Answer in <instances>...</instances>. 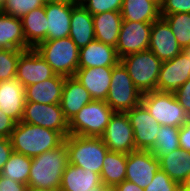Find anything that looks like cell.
<instances>
[{"instance_id": "cell-1", "label": "cell", "mask_w": 190, "mask_h": 191, "mask_svg": "<svg viewBox=\"0 0 190 191\" xmlns=\"http://www.w3.org/2000/svg\"><path fill=\"white\" fill-rule=\"evenodd\" d=\"M69 164L66 143L32 158L28 187L59 191L62 176Z\"/></svg>"}, {"instance_id": "cell-2", "label": "cell", "mask_w": 190, "mask_h": 191, "mask_svg": "<svg viewBox=\"0 0 190 191\" xmlns=\"http://www.w3.org/2000/svg\"><path fill=\"white\" fill-rule=\"evenodd\" d=\"M10 141L14 152L33 158L60 146L64 137L58 131L20 121L11 132Z\"/></svg>"}, {"instance_id": "cell-3", "label": "cell", "mask_w": 190, "mask_h": 191, "mask_svg": "<svg viewBox=\"0 0 190 191\" xmlns=\"http://www.w3.org/2000/svg\"><path fill=\"white\" fill-rule=\"evenodd\" d=\"M34 49L56 75L75 76L79 65V48L70 37L46 40Z\"/></svg>"}, {"instance_id": "cell-4", "label": "cell", "mask_w": 190, "mask_h": 191, "mask_svg": "<svg viewBox=\"0 0 190 191\" xmlns=\"http://www.w3.org/2000/svg\"><path fill=\"white\" fill-rule=\"evenodd\" d=\"M68 150L69 164L98 174L109 151L101 137L68 135L64 138Z\"/></svg>"}, {"instance_id": "cell-5", "label": "cell", "mask_w": 190, "mask_h": 191, "mask_svg": "<svg viewBox=\"0 0 190 191\" xmlns=\"http://www.w3.org/2000/svg\"><path fill=\"white\" fill-rule=\"evenodd\" d=\"M141 94L157 90L162 62L147 49L120 59Z\"/></svg>"}, {"instance_id": "cell-6", "label": "cell", "mask_w": 190, "mask_h": 191, "mask_svg": "<svg viewBox=\"0 0 190 191\" xmlns=\"http://www.w3.org/2000/svg\"><path fill=\"white\" fill-rule=\"evenodd\" d=\"M113 113L105 101L93 100L69 121V135L101 137Z\"/></svg>"}, {"instance_id": "cell-7", "label": "cell", "mask_w": 190, "mask_h": 191, "mask_svg": "<svg viewBox=\"0 0 190 191\" xmlns=\"http://www.w3.org/2000/svg\"><path fill=\"white\" fill-rule=\"evenodd\" d=\"M141 103L162 126L181 127L190 118L174 93L147 92L142 94Z\"/></svg>"}, {"instance_id": "cell-8", "label": "cell", "mask_w": 190, "mask_h": 191, "mask_svg": "<svg viewBox=\"0 0 190 191\" xmlns=\"http://www.w3.org/2000/svg\"><path fill=\"white\" fill-rule=\"evenodd\" d=\"M141 92L136 88L124 65L113 66L111 84L105 102L114 112H127L141 103Z\"/></svg>"}, {"instance_id": "cell-9", "label": "cell", "mask_w": 190, "mask_h": 191, "mask_svg": "<svg viewBox=\"0 0 190 191\" xmlns=\"http://www.w3.org/2000/svg\"><path fill=\"white\" fill-rule=\"evenodd\" d=\"M21 121L58 131L64 138L69 135V121L60 104L25 102Z\"/></svg>"}, {"instance_id": "cell-10", "label": "cell", "mask_w": 190, "mask_h": 191, "mask_svg": "<svg viewBox=\"0 0 190 191\" xmlns=\"http://www.w3.org/2000/svg\"><path fill=\"white\" fill-rule=\"evenodd\" d=\"M109 151L129 154L136 151L134 133L126 112H114L101 136Z\"/></svg>"}, {"instance_id": "cell-11", "label": "cell", "mask_w": 190, "mask_h": 191, "mask_svg": "<svg viewBox=\"0 0 190 191\" xmlns=\"http://www.w3.org/2000/svg\"><path fill=\"white\" fill-rule=\"evenodd\" d=\"M126 113L133 128L136 150L150 151L154 147L161 125L142 103Z\"/></svg>"}, {"instance_id": "cell-12", "label": "cell", "mask_w": 190, "mask_h": 191, "mask_svg": "<svg viewBox=\"0 0 190 191\" xmlns=\"http://www.w3.org/2000/svg\"><path fill=\"white\" fill-rule=\"evenodd\" d=\"M152 23L124 21L115 46L119 58L148 49Z\"/></svg>"}, {"instance_id": "cell-13", "label": "cell", "mask_w": 190, "mask_h": 191, "mask_svg": "<svg viewBox=\"0 0 190 191\" xmlns=\"http://www.w3.org/2000/svg\"><path fill=\"white\" fill-rule=\"evenodd\" d=\"M190 79V58L183 50L175 58L162 62L157 91L174 93Z\"/></svg>"}, {"instance_id": "cell-14", "label": "cell", "mask_w": 190, "mask_h": 191, "mask_svg": "<svg viewBox=\"0 0 190 191\" xmlns=\"http://www.w3.org/2000/svg\"><path fill=\"white\" fill-rule=\"evenodd\" d=\"M159 169L160 161L151 151L136 150L127 154L125 180L144 189Z\"/></svg>"}, {"instance_id": "cell-15", "label": "cell", "mask_w": 190, "mask_h": 191, "mask_svg": "<svg viewBox=\"0 0 190 191\" xmlns=\"http://www.w3.org/2000/svg\"><path fill=\"white\" fill-rule=\"evenodd\" d=\"M54 75L52 68L34 48L26 50L20 55L16 78L24 87L43 82Z\"/></svg>"}, {"instance_id": "cell-16", "label": "cell", "mask_w": 190, "mask_h": 191, "mask_svg": "<svg viewBox=\"0 0 190 191\" xmlns=\"http://www.w3.org/2000/svg\"><path fill=\"white\" fill-rule=\"evenodd\" d=\"M148 49L161 62L169 61L183 51L178 45L171 27L163 17L152 23Z\"/></svg>"}, {"instance_id": "cell-17", "label": "cell", "mask_w": 190, "mask_h": 191, "mask_svg": "<svg viewBox=\"0 0 190 191\" xmlns=\"http://www.w3.org/2000/svg\"><path fill=\"white\" fill-rule=\"evenodd\" d=\"M120 62L116 48L98 40L79 49L78 69L92 67H113Z\"/></svg>"}, {"instance_id": "cell-18", "label": "cell", "mask_w": 190, "mask_h": 191, "mask_svg": "<svg viewBox=\"0 0 190 191\" xmlns=\"http://www.w3.org/2000/svg\"><path fill=\"white\" fill-rule=\"evenodd\" d=\"M113 67L77 69L75 78L90 93L93 100L105 101L111 84Z\"/></svg>"}, {"instance_id": "cell-19", "label": "cell", "mask_w": 190, "mask_h": 191, "mask_svg": "<svg viewBox=\"0 0 190 191\" xmlns=\"http://www.w3.org/2000/svg\"><path fill=\"white\" fill-rule=\"evenodd\" d=\"M25 87L17 78L0 82V109L16 123L23 117Z\"/></svg>"}, {"instance_id": "cell-20", "label": "cell", "mask_w": 190, "mask_h": 191, "mask_svg": "<svg viewBox=\"0 0 190 191\" xmlns=\"http://www.w3.org/2000/svg\"><path fill=\"white\" fill-rule=\"evenodd\" d=\"M78 3L45 4L47 40L69 37L72 10Z\"/></svg>"}, {"instance_id": "cell-21", "label": "cell", "mask_w": 190, "mask_h": 191, "mask_svg": "<svg viewBox=\"0 0 190 191\" xmlns=\"http://www.w3.org/2000/svg\"><path fill=\"white\" fill-rule=\"evenodd\" d=\"M92 101L90 93L74 76L65 77L60 106L68 121Z\"/></svg>"}, {"instance_id": "cell-22", "label": "cell", "mask_w": 190, "mask_h": 191, "mask_svg": "<svg viewBox=\"0 0 190 191\" xmlns=\"http://www.w3.org/2000/svg\"><path fill=\"white\" fill-rule=\"evenodd\" d=\"M65 77L54 75L43 82L25 87L26 102L60 104Z\"/></svg>"}, {"instance_id": "cell-23", "label": "cell", "mask_w": 190, "mask_h": 191, "mask_svg": "<svg viewBox=\"0 0 190 191\" xmlns=\"http://www.w3.org/2000/svg\"><path fill=\"white\" fill-rule=\"evenodd\" d=\"M102 184L100 174L68 164L62 176L59 191H89Z\"/></svg>"}, {"instance_id": "cell-24", "label": "cell", "mask_w": 190, "mask_h": 191, "mask_svg": "<svg viewBox=\"0 0 190 191\" xmlns=\"http://www.w3.org/2000/svg\"><path fill=\"white\" fill-rule=\"evenodd\" d=\"M0 49H32L23 34L20 18L13 17L0 11Z\"/></svg>"}, {"instance_id": "cell-25", "label": "cell", "mask_w": 190, "mask_h": 191, "mask_svg": "<svg viewBox=\"0 0 190 191\" xmlns=\"http://www.w3.org/2000/svg\"><path fill=\"white\" fill-rule=\"evenodd\" d=\"M69 37L80 49L95 40L93 16L81 5L72 10Z\"/></svg>"}, {"instance_id": "cell-26", "label": "cell", "mask_w": 190, "mask_h": 191, "mask_svg": "<svg viewBox=\"0 0 190 191\" xmlns=\"http://www.w3.org/2000/svg\"><path fill=\"white\" fill-rule=\"evenodd\" d=\"M161 0H123L121 15L124 21L153 23L161 17Z\"/></svg>"}, {"instance_id": "cell-27", "label": "cell", "mask_w": 190, "mask_h": 191, "mask_svg": "<svg viewBox=\"0 0 190 191\" xmlns=\"http://www.w3.org/2000/svg\"><path fill=\"white\" fill-rule=\"evenodd\" d=\"M123 18L120 12H104L93 15L95 39L116 46Z\"/></svg>"}, {"instance_id": "cell-28", "label": "cell", "mask_w": 190, "mask_h": 191, "mask_svg": "<svg viewBox=\"0 0 190 191\" xmlns=\"http://www.w3.org/2000/svg\"><path fill=\"white\" fill-rule=\"evenodd\" d=\"M20 19L26 43L31 48L47 40L48 19L45 14V5L28 12Z\"/></svg>"}, {"instance_id": "cell-29", "label": "cell", "mask_w": 190, "mask_h": 191, "mask_svg": "<svg viewBox=\"0 0 190 191\" xmlns=\"http://www.w3.org/2000/svg\"><path fill=\"white\" fill-rule=\"evenodd\" d=\"M159 161L160 169L180 185L190 174V152L182 148L175 149L169 154L160 157Z\"/></svg>"}, {"instance_id": "cell-30", "label": "cell", "mask_w": 190, "mask_h": 191, "mask_svg": "<svg viewBox=\"0 0 190 191\" xmlns=\"http://www.w3.org/2000/svg\"><path fill=\"white\" fill-rule=\"evenodd\" d=\"M127 154L108 151L100 173L103 184L118 185L126 179Z\"/></svg>"}, {"instance_id": "cell-31", "label": "cell", "mask_w": 190, "mask_h": 191, "mask_svg": "<svg viewBox=\"0 0 190 191\" xmlns=\"http://www.w3.org/2000/svg\"><path fill=\"white\" fill-rule=\"evenodd\" d=\"M31 163V157L13 151L0 174L10 178L12 181L27 185Z\"/></svg>"}, {"instance_id": "cell-32", "label": "cell", "mask_w": 190, "mask_h": 191, "mask_svg": "<svg viewBox=\"0 0 190 191\" xmlns=\"http://www.w3.org/2000/svg\"><path fill=\"white\" fill-rule=\"evenodd\" d=\"M179 129L180 127L161 125L159 132L156 134L154 147L150 150L157 159L180 148Z\"/></svg>"}, {"instance_id": "cell-33", "label": "cell", "mask_w": 190, "mask_h": 191, "mask_svg": "<svg viewBox=\"0 0 190 191\" xmlns=\"http://www.w3.org/2000/svg\"><path fill=\"white\" fill-rule=\"evenodd\" d=\"M172 29L182 50L190 48V13L161 15Z\"/></svg>"}, {"instance_id": "cell-34", "label": "cell", "mask_w": 190, "mask_h": 191, "mask_svg": "<svg viewBox=\"0 0 190 191\" xmlns=\"http://www.w3.org/2000/svg\"><path fill=\"white\" fill-rule=\"evenodd\" d=\"M23 50L0 49V82L16 78L17 63Z\"/></svg>"}, {"instance_id": "cell-35", "label": "cell", "mask_w": 190, "mask_h": 191, "mask_svg": "<svg viewBox=\"0 0 190 191\" xmlns=\"http://www.w3.org/2000/svg\"><path fill=\"white\" fill-rule=\"evenodd\" d=\"M44 5L42 0H7L0 11L13 17L22 18L28 12Z\"/></svg>"}, {"instance_id": "cell-36", "label": "cell", "mask_w": 190, "mask_h": 191, "mask_svg": "<svg viewBox=\"0 0 190 191\" xmlns=\"http://www.w3.org/2000/svg\"><path fill=\"white\" fill-rule=\"evenodd\" d=\"M123 0H83L80 4L93 16L104 12H120Z\"/></svg>"}, {"instance_id": "cell-37", "label": "cell", "mask_w": 190, "mask_h": 191, "mask_svg": "<svg viewBox=\"0 0 190 191\" xmlns=\"http://www.w3.org/2000/svg\"><path fill=\"white\" fill-rule=\"evenodd\" d=\"M144 191H181V185L173 181L162 169H159Z\"/></svg>"}, {"instance_id": "cell-38", "label": "cell", "mask_w": 190, "mask_h": 191, "mask_svg": "<svg viewBox=\"0 0 190 191\" xmlns=\"http://www.w3.org/2000/svg\"><path fill=\"white\" fill-rule=\"evenodd\" d=\"M190 13V0H161L160 14Z\"/></svg>"}, {"instance_id": "cell-39", "label": "cell", "mask_w": 190, "mask_h": 191, "mask_svg": "<svg viewBox=\"0 0 190 191\" xmlns=\"http://www.w3.org/2000/svg\"><path fill=\"white\" fill-rule=\"evenodd\" d=\"M175 96L179 101V104L190 117V79L180 86V88L175 92Z\"/></svg>"}, {"instance_id": "cell-40", "label": "cell", "mask_w": 190, "mask_h": 191, "mask_svg": "<svg viewBox=\"0 0 190 191\" xmlns=\"http://www.w3.org/2000/svg\"><path fill=\"white\" fill-rule=\"evenodd\" d=\"M16 122L0 109V138H10Z\"/></svg>"}, {"instance_id": "cell-41", "label": "cell", "mask_w": 190, "mask_h": 191, "mask_svg": "<svg viewBox=\"0 0 190 191\" xmlns=\"http://www.w3.org/2000/svg\"><path fill=\"white\" fill-rule=\"evenodd\" d=\"M27 185L12 181L0 174V191H26Z\"/></svg>"}, {"instance_id": "cell-42", "label": "cell", "mask_w": 190, "mask_h": 191, "mask_svg": "<svg viewBox=\"0 0 190 191\" xmlns=\"http://www.w3.org/2000/svg\"><path fill=\"white\" fill-rule=\"evenodd\" d=\"M180 148L190 152V118L179 129Z\"/></svg>"}, {"instance_id": "cell-43", "label": "cell", "mask_w": 190, "mask_h": 191, "mask_svg": "<svg viewBox=\"0 0 190 191\" xmlns=\"http://www.w3.org/2000/svg\"><path fill=\"white\" fill-rule=\"evenodd\" d=\"M12 152L13 148L10 138H0V171L2 170L5 163L8 161Z\"/></svg>"}, {"instance_id": "cell-44", "label": "cell", "mask_w": 190, "mask_h": 191, "mask_svg": "<svg viewBox=\"0 0 190 191\" xmlns=\"http://www.w3.org/2000/svg\"><path fill=\"white\" fill-rule=\"evenodd\" d=\"M117 191H144L143 188H140L137 184L124 180L123 182L116 185Z\"/></svg>"}, {"instance_id": "cell-45", "label": "cell", "mask_w": 190, "mask_h": 191, "mask_svg": "<svg viewBox=\"0 0 190 191\" xmlns=\"http://www.w3.org/2000/svg\"><path fill=\"white\" fill-rule=\"evenodd\" d=\"M96 191H117L116 185L101 184Z\"/></svg>"}, {"instance_id": "cell-46", "label": "cell", "mask_w": 190, "mask_h": 191, "mask_svg": "<svg viewBox=\"0 0 190 191\" xmlns=\"http://www.w3.org/2000/svg\"><path fill=\"white\" fill-rule=\"evenodd\" d=\"M181 191H190V174L186 180L181 184Z\"/></svg>"}, {"instance_id": "cell-47", "label": "cell", "mask_w": 190, "mask_h": 191, "mask_svg": "<svg viewBox=\"0 0 190 191\" xmlns=\"http://www.w3.org/2000/svg\"><path fill=\"white\" fill-rule=\"evenodd\" d=\"M44 4L74 3L72 0H42Z\"/></svg>"}, {"instance_id": "cell-48", "label": "cell", "mask_w": 190, "mask_h": 191, "mask_svg": "<svg viewBox=\"0 0 190 191\" xmlns=\"http://www.w3.org/2000/svg\"><path fill=\"white\" fill-rule=\"evenodd\" d=\"M26 191H53V190H49V189H39V188H33V187H28Z\"/></svg>"}, {"instance_id": "cell-49", "label": "cell", "mask_w": 190, "mask_h": 191, "mask_svg": "<svg viewBox=\"0 0 190 191\" xmlns=\"http://www.w3.org/2000/svg\"><path fill=\"white\" fill-rule=\"evenodd\" d=\"M7 0H0V10L4 7Z\"/></svg>"}, {"instance_id": "cell-50", "label": "cell", "mask_w": 190, "mask_h": 191, "mask_svg": "<svg viewBox=\"0 0 190 191\" xmlns=\"http://www.w3.org/2000/svg\"><path fill=\"white\" fill-rule=\"evenodd\" d=\"M72 1L80 4L83 0H72Z\"/></svg>"}, {"instance_id": "cell-51", "label": "cell", "mask_w": 190, "mask_h": 191, "mask_svg": "<svg viewBox=\"0 0 190 191\" xmlns=\"http://www.w3.org/2000/svg\"><path fill=\"white\" fill-rule=\"evenodd\" d=\"M185 51L188 53V55H189V58H190V48H188V49H185Z\"/></svg>"}, {"instance_id": "cell-52", "label": "cell", "mask_w": 190, "mask_h": 191, "mask_svg": "<svg viewBox=\"0 0 190 191\" xmlns=\"http://www.w3.org/2000/svg\"><path fill=\"white\" fill-rule=\"evenodd\" d=\"M97 190V188H94V189H91V190H89V191H96Z\"/></svg>"}]
</instances>
